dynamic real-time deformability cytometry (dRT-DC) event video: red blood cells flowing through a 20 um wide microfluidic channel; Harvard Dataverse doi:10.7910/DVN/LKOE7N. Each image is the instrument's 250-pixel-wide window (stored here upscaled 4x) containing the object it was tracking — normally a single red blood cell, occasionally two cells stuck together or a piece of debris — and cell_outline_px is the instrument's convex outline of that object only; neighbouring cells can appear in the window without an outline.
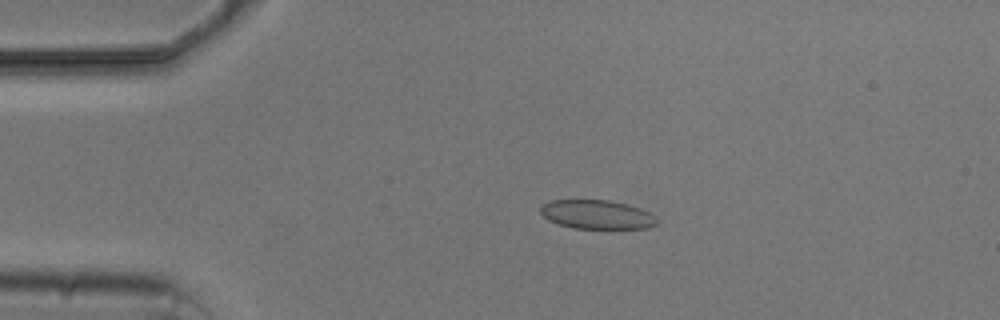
{"species": "common noctule bat (a hibernating species)", "species_latin": "Nyctalus noctula", "temperature_condition": "cold", "stored_images_in_passage": 5, "camera_frame_rate_fps": 3000, "um_per_image_px": 0.085, "animal": {"sex": "male", "body_mass_g": 20.5, "forearm_length_mm": 52.5}, "frame": {"image": 1, "passage_image": 4, "time_ms": 3.333, "image_size_px": [1000, 320], "cell_outline_px": [[656, 224], [648, 228], [572, 228], [548, 220], [540, 212], [540, 208], [548, 200], [608, 200], [640, 208], [648, 212], [656, 220]], "centroid_in_image_um": [50.69, 18.23], "position_along_channel_um": 34.3, "area_um2": 19.31}}